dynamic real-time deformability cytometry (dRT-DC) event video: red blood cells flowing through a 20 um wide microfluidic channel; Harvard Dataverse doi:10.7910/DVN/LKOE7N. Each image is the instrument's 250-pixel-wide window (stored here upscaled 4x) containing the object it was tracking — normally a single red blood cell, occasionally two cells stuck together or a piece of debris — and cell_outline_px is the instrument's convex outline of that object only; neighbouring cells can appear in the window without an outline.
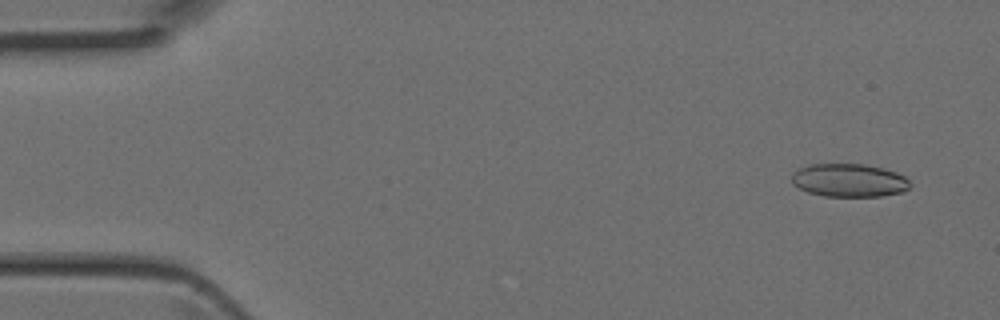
{"species": "Egyptian fruit bat (a non-hibernating species)", "species_latin": "Rousettus aegyptiacus", "temperature_condition": "room temperature", "stored_images_in_passage": 4, "camera_frame_rate_fps": 3000, "um_per_image_px": 0.085, "animal": {"sex": "female"}, "frame": {"image": 1, "passage_image": 1, "time_ms": 0.0, "image_size_px": [1000, 320], "cell_outline_px": [[912, 184], [904, 192], [880, 196], [824, 196], [808, 192], [792, 184], [792, 172], [808, 164], [864, 164], [884, 168], [896, 172], [904, 176]], "centroid_in_image_um": [72.18, 15.32], "position_along_channel_um": 12.8, "area_um2": 23.0}}